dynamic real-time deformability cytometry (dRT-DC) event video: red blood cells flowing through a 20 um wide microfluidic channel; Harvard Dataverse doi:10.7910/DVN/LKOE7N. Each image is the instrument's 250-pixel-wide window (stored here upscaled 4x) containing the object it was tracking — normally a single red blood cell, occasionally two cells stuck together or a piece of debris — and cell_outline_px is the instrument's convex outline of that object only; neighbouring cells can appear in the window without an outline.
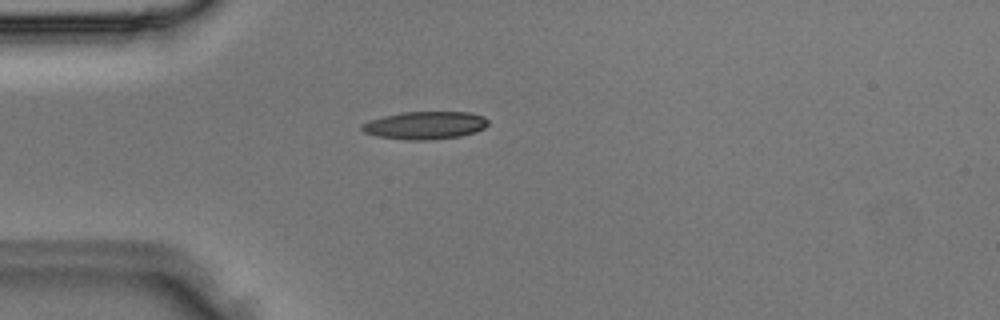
{"species": "Egyptian fruit bat (a non-hibernating species)", "species_latin": "Rousettus aegyptiacus", "temperature_condition": "room temperature", "stored_images_in_passage": 3, "camera_frame_rate_fps": 3000, "um_per_image_px": 0.085, "animal": {"sex": "male"}, "frame": {"image": 1, "passage_image": 3, "time_ms": 0.667, "image_size_px": [1000, 320], "cell_outline_px": [[488, 124], [484, 128], [476, 132], [460, 136], [424, 140], [404, 140], [376, 136], [364, 132], [360, 128], [360, 124], [368, 120], [384, 116], [404, 112], [468, 112], [484, 116], [488, 120]], "centroid_in_image_um": [36.11, 10.65], "position_along_channel_um": 48.9, "area_um2": 20.52}}